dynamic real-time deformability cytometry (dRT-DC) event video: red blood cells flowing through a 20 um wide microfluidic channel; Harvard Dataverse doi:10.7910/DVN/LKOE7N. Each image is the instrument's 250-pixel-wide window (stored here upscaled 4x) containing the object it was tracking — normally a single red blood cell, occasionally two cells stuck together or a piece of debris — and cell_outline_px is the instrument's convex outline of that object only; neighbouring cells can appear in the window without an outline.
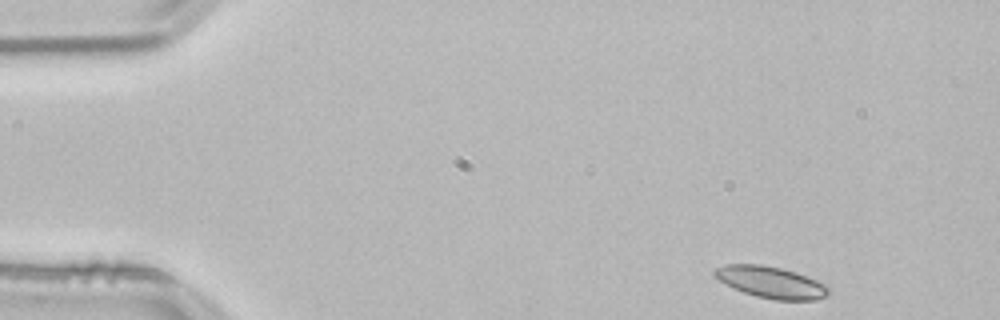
{"species": "common noctule bat (a hibernating species)", "species_latin": "Nyctalus noctula", "temperature_condition": "room temperature", "stored_images_in_passage": 49, "camera_frame_rate_fps": 3000, "um_per_image_px": 0.085, "animal": {"sex": "male", "body_mass_g": 21.5, "forearm_length_mm": 52.0}, "frame": {"image": 1, "passage_image": 1, "time_ms": 0.0, "image_size_px": [1000, 320], "cell_outline_px": [[828, 292], [824, 296], [816, 300], [776, 300], [756, 296], [744, 292], [720, 280], [712, 272], [716, 268], [724, 264], [760, 264], [780, 268], [796, 272], [816, 280], [824, 284], [828, 288]], "centroid_in_image_um": [65.53, 23.98], "position_along_channel_um": 19.5, "area_um2": 20.58}}
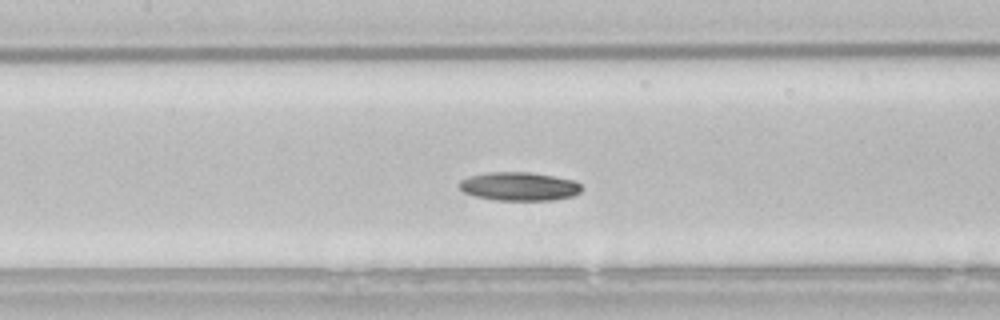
{"frame": {"image": 2, "passage_image": 20, "time_ms": 6.333, "image_size_px": [1000, 320], "cell_outline_px": [[580, 192], [572, 196], [552, 200], [496, 200], [472, 196], [464, 192], [460, 188], [460, 180], [468, 176], [488, 172], [532, 172], [572, 180], [580, 184]], "centroid_in_image_um": [44.08, 15.84], "position_along_channel_um": 163.3, "area_um2": 20.29}}
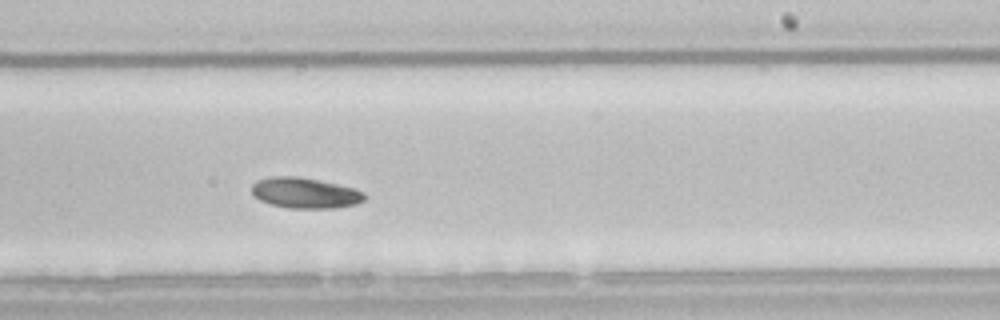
{"frame": {"image": 3, "passage_image": 28, "time_ms": 9.0, "image_size_px": [1000, 320], "cell_outline_px": [[364, 200], [356, 204], [336, 208], [288, 208], [272, 204], [260, 200], [252, 196], [252, 184], [256, 180], [268, 176], [300, 176], [320, 180], [352, 188], [364, 192]], "centroid_in_image_um": [25.88, 16.39], "position_along_channel_um": 263.1, "area_um2": 20.23}, "authors_computed_cell_mechanics": {"area_um2": 20.4612, "velocity_mm_per_s": 3.7735, "shape_relaxation_time_tau1_ms": 2.5099, "shape_relaxation_time_tau2_ms": null, "deformation_change_tau1": 0.1135, "deformation_change_tau2": null}}